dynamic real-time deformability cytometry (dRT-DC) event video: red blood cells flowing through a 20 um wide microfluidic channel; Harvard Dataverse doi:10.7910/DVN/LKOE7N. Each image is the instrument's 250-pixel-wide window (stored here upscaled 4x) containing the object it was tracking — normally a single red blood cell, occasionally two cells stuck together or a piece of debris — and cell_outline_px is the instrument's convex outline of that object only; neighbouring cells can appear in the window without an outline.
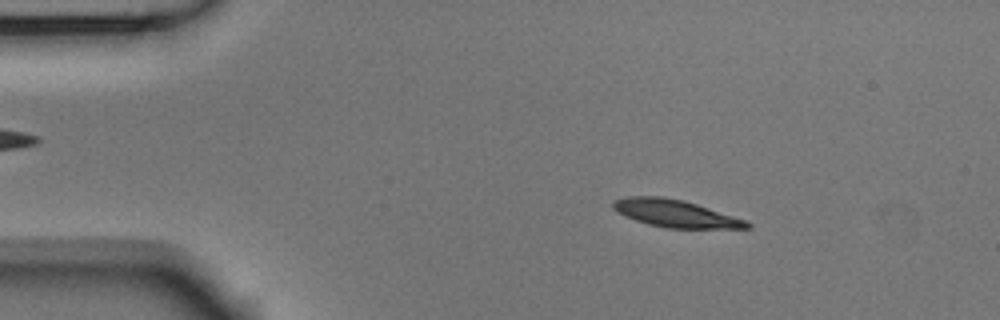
{"species": "Egyptian fruit bat (a non-hibernating species)", "species_latin": "Rousettus aegyptiacus", "temperature_condition": "room temperature", "stored_images_in_passage": 46, "camera_frame_rate_fps": 3000, "um_per_image_px": 0.085, "animal": {"sex": "male"}, "frame": {"image": 1, "passage_image": 1, "time_ms": 0.0, "image_size_px": [1000, 320], "cell_outline_px": [[752, 228], [668, 228], [648, 224], [624, 216], [616, 212], [612, 208], [612, 200], [628, 196], [660, 196], [684, 200], [744, 220], [752, 224]], "centroid_in_image_um": [57.33, 18.14], "position_along_channel_um": 27.7, "area_um2": 21.21}}
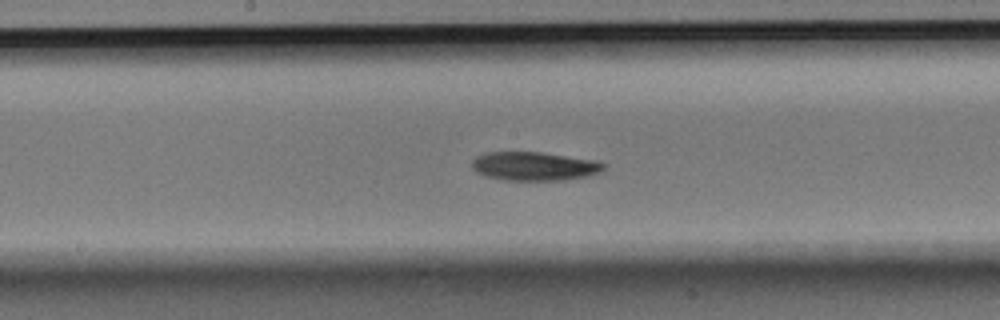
{"frame": {"image": 2, "passage_image": 20, "time_ms": 6.333, "image_size_px": [1000, 320], "cell_outline_px": [[608, 168], [600, 172], [588, 176], [564, 180], [504, 180], [484, 176], [476, 172], [472, 168], [472, 160], [476, 156], [484, 152], [540, 152], [600, 160], [608, 164]], "centroid_in_image_um": [45.47, 14.12], "position_along_channel_um": 202.7, "area_um2": 22.54}}
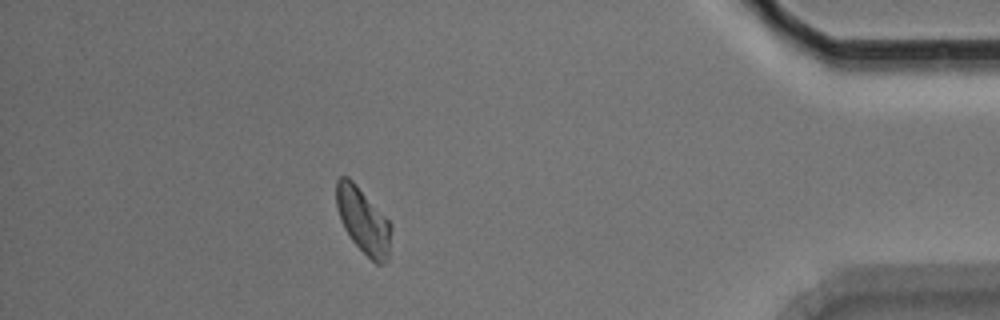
{"frame": {"image": 3, "passage_image": 40, "time_ms": 13.0, "image_size_px": [1000, 320], "cell_outline_px": [[392, 228], [388, 260], [384, 264], [376, 264], [352, 240], [344, 228], [340, 220], [336, 208], [336, 180], [340, 176], [348, 176], [356, 184], [392, 224]], "centroid_in_image_um": [30.87, 18.75], "position_along_channel_um": 404.3, "area_um2": 20.98}, "authors_computed_cell_mechanics": {"area_um2": 21.5883, "velocity_mm_per_s": 3.7075, "shape_relaxation_time_tau1_ms": 3.1805, "shape_relaxation_time_tau2_ms": null, "deformation_change_tau1": 0.1278, "deformation_change_tau2": null}}